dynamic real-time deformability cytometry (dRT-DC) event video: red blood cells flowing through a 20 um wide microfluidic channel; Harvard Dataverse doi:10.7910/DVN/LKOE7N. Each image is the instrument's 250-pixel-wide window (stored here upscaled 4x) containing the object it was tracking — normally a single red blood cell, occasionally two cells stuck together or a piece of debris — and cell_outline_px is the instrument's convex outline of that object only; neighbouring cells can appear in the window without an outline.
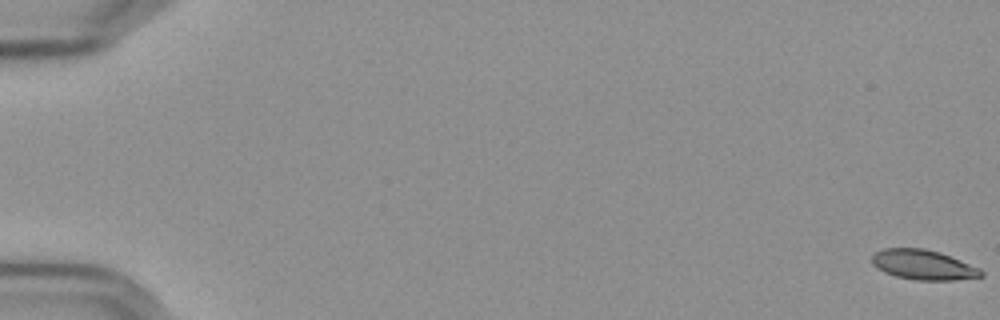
{"species": "Egyptian fruit bat (a non-hibernating species)", "species_latin": "Rousettus aegyptiacus", "temperature_condition": "cold", "stored_images_in_passage": 58, "camera_frame_rate_fps": 3000, "um_per_image_px": 0.085, "frame": {"image": 1, "passage_image": 1, "time_ms": 0.0, "image_size_px": [1000, 320], "cell_outline_px": [[984, 276], [952, 280], [916, 280], [896, 276], [884, 272], [876, 268], [872, 264], [872, 256], [876, 252], [884, 248], [924, 248], [940, 252], [980, 268], [984, 272]], "centroid_in_image_um": [78.47, 22.5], "position_along_channel_um": 6.5, "area_um2": 19.02}}
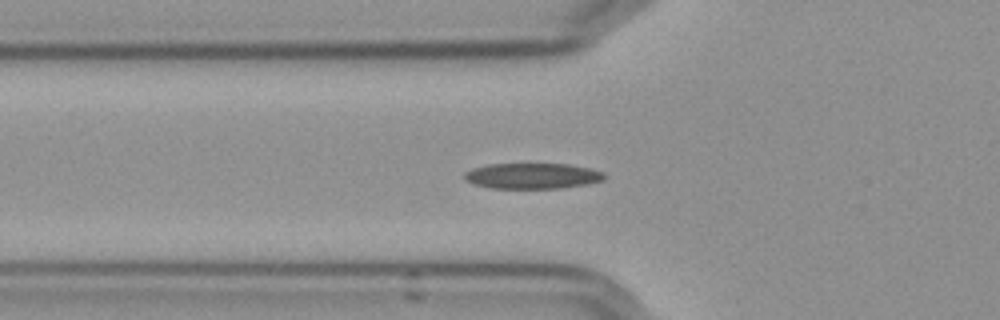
{"frame": {"image": 2, "passage_image": 22, "time_ms": 7.0, "image_size_px": [1000, 320], "cell_outline_px": [[604, 180], [588, 184], [560, 188], [492, 188], [472, 184], [464, 180], [464, 172], [472, 168], [488, 164], [568, 164], [588, 168], [604, 172]], "centroid_in_image_um": [45.21, 14.95], "position_along_channel_um": 80.6, "area_um2": 20.98}}
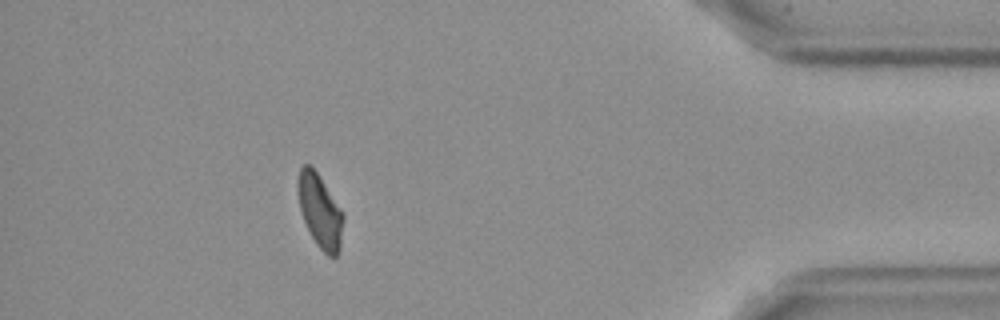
{"frame": {"image": 3, "passage_image": 53, "time_ms": 17.333, "image_size_px": [1000, 320], "cell_outline_px": [[344, 220], [340, 248], [336, 256], [328, 256], [316, 244], [304, 220], [300, 208], [296, 188], [296, 180], [300, 168], [304, 164], [308, 164], [316, 172], [344, 212]], "centroid_in_image_um": [27.2, 17.92], "position_along_channel_um": 408.0, "area_um2": 19.42}, "authors_computed_cell_mechanics": {"area_um2": 19.8254, "velocity_mm_per_s": 3.587, "shape_relaxation_time_tau1_ms": 8.5735, "shape_relaxation_time_tau2_ms": 2.5492, "deformation_change_tau1": 0.2162, "deformation_change_tau2": 0.08}}